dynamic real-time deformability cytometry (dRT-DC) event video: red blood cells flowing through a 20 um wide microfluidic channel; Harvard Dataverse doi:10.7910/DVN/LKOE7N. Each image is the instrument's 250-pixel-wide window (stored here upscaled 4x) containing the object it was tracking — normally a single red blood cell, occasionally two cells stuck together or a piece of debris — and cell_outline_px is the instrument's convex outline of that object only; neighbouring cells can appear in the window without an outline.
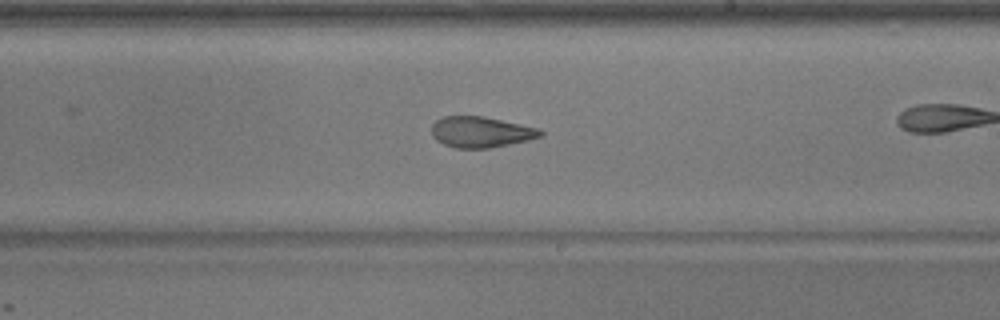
{"species": "common noctule bat (a hibernating species)", "species_latin": "Nyctalus noctula", "temperature_condition": "warm", "stored_images_in_passage": 41, "camera_frame_rate_fps": 3000, "um_per_image_px": 0.085, "animal": {"sex": "male", "body_mass_g": 17.9}, "frame": {"image": 1, "passage_image": 30, "time_ms": 9.667, "image_size_px": [1000, 320], "cell_outline_px": [[544, 136], [528, 140], [488, 148], [456, 148], [444, 144], [436, 140], [432, 136], [432, 124], [436, 120], [444, 116], [484, 116], [540, 128], [544, 132]], "centroid_in_image_um": [40.9, 11.21], "position_along_channel_um": 248.1, "area_um2": 19.65}}